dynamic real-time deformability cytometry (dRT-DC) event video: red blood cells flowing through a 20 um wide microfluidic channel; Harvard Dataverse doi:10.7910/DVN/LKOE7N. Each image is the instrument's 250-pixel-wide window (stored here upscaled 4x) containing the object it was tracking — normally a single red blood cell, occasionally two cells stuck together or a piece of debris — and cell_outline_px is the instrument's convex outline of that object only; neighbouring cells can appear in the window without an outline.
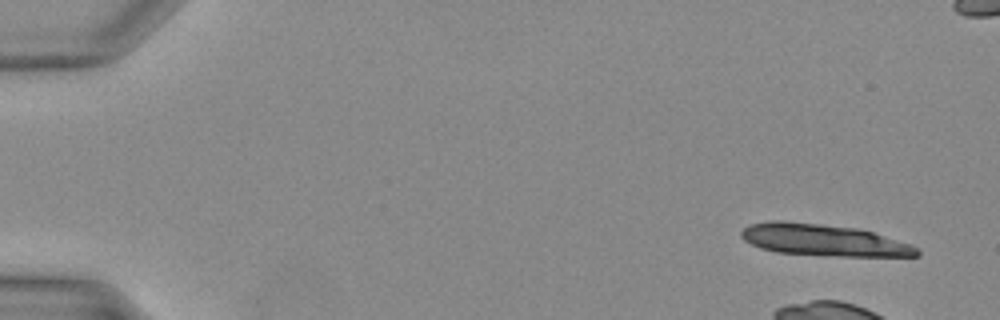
{"species": "Egyptian fruit bat (a non-hibernating species)", "species_latin": "Rousettus aegyptiacus", "temperature_condition": "warm", "stored_images_in_passage": 10, "camera_frame_rate_fps": 3000, "um_per_image_px": 0.085, "animal": {"sex": "female"}, "frame": {"image": 1, "passage_image": 1, "time_ms": 0.0, "image_size_px": [1000, 320], "cell_outline_px": [[920, 256], [824, 256], [776, 252], [760, 248], [744, 240], [740, 236], [740, 232], [748, 224], [768, 220], [784, 220], [824, 224], [856, 228], [872, 232], [912, 244], [920, 252]], "centroid_in_image_um": [69.95, 20.4], "position_along_channel_um": 15.0, "area_um2": 32.83}}